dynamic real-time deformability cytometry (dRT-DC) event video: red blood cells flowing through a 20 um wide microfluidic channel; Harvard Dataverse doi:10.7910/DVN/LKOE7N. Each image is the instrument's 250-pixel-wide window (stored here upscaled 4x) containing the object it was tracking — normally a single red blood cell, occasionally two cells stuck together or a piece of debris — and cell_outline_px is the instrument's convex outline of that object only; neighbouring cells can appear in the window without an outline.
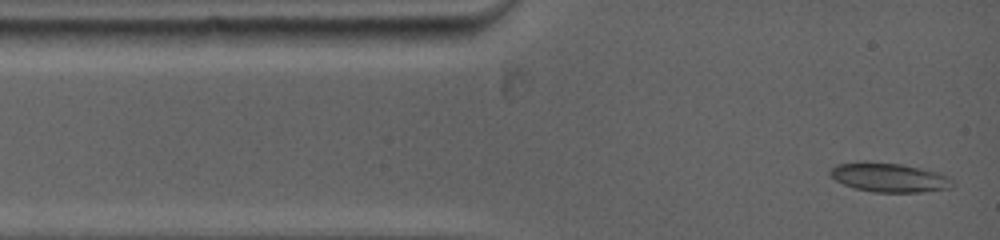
{"species": "common noctule bat (a hibernating species)", "species_latin": "Nyctalus noctula", "temperature_condition": "warm", "stored_images_in_passage": 67, "camera_frame_rate_fps": 5000, "um_per_image_px": 0.085, "animal": {"sex": "female", "body_mass_g": 19.0, "forearm_length_mm": 53.3}, "frame": {"image": 1, "passage_image": 1, "time_ms": 0.0, "image_size_px": [1000, 240], "cell_outline_px": [[952, 188], [920, 192], [872, 192], [852, 188], [836, 180], [828, 172], [836, 164], [864, 160], [900, 164], [936, 172], [948, 176], [952, 180]], "centroid_in_image_um": [75.53, 15.08], "position_along_channel_um": 9.5, "area_um2": 20.87}}
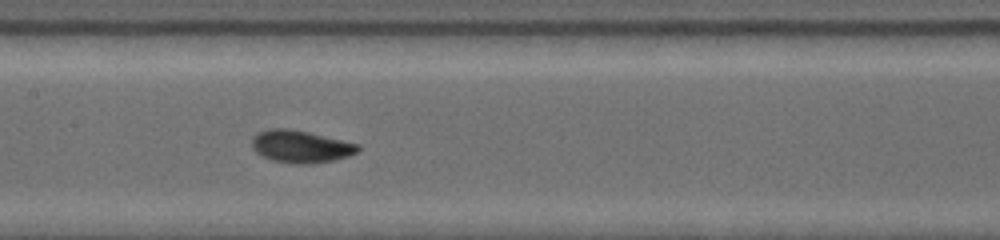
{"frame": {"image": 2, "passage_image": 30, "time_ms": 5.4, "image_size_px": [1000, 240], "cell_outline_px": [[360, 148], [356, 152], [348, 156], [332, 160], [308, 164], [300, 164], [272, 160], [256, 152], [252, 148], [252, 136], [268, 128], [288, 128], [308, 132], [360, 144]], "centroid_in_image_um": [25.55, 12.44], "position_along_channel_um": 181.9, "area_um2": 19.83}}
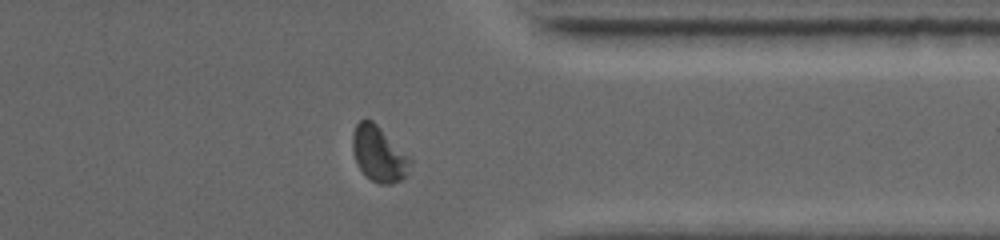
{"frame": {"image": 3, "passage_image": 57, "time_ms": 10.6, "image_size_px": [1000, 240], "cell_outline_px": [[412, 160], [408, 176], [404, 180], [392, 184], [380, 184], [372, 180], [360, 168], [356, 160], [352, 148], [352, 136], [356, 124], [360, 120], [372, 120], [412, 156]], "centroid_in_image_um": [32.28, 13.09], "position_along_channel_um": 379.1, "area_um2": 18.96}, "authors_computed_cell_mechanics": {"area_um2": 18.9584, "velocity_mm_per_s": 3.906, "shape_relaxation_time_tau1_ms": 5.3048, "shape_relaxation_time_tau2_ms": 1.6092, "deformation_change_tau1": 0.1731, "deformation_change_tau2": 0.0475}}